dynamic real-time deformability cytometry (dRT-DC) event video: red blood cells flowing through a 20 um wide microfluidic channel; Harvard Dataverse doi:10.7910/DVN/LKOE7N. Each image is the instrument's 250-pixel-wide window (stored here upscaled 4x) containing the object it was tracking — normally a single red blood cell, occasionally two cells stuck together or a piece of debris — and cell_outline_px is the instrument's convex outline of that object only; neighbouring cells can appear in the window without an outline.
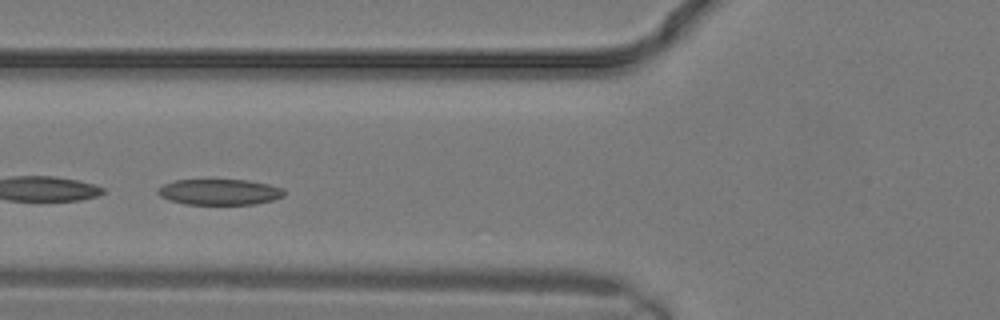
{"species": "common noctule bat (a hibernating species)", "species_latin": "Nyctalus noctula", "temperature_condition": "warm", "stored_images_in_passage": 14, "camera_frame_rate_fps": 3000, "um_per_image_px": 0.085, "animal": {"sex": "male", "body_mass_g": 19.2, "forearm_length_mm": 51.8}, "frame": {"image": 1, "passage_image": 8, "time_ms": 2.333, "image_size_px": [1000, 320], "cell_outline_px": [[284, 196], [272, 200], [256, 204], [184, 204], [168, 200], [160, 196], [156, 192], [156, 188], [172, 180], [248, 180], [268, 184], [284, 188]], "centroid_in_image_um": [18.62, 16.32], "position_along_channel_um": 107.2, "area_um2": 19.13}}
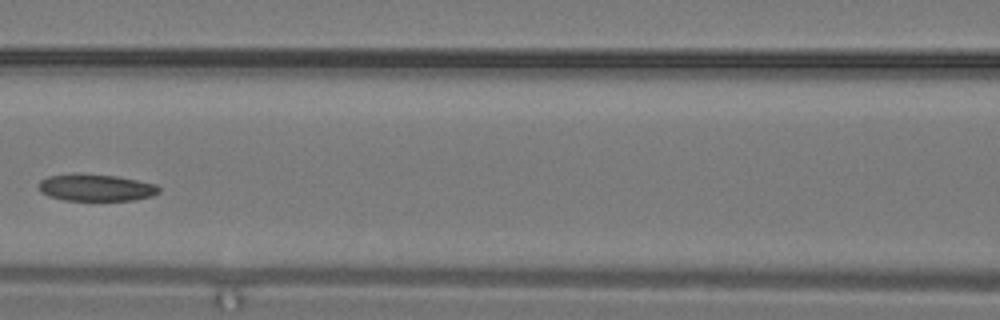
{"frame": {"image": 2, "passage_image": 10, "time_ms": 3.0, "image_size_px": [1000, 320], "cell_outline_px": [[160, 192], [152, 196], [132, 200], [64, 200], [48, 196], [40, 192], [40, 180], [48, 176], [116, 176], [156, 184], [160, 188]], "centroid_in_image_um": [8.21, 15.99], "position_along_channel_um": 158.4, "area_um2": 18.03}}